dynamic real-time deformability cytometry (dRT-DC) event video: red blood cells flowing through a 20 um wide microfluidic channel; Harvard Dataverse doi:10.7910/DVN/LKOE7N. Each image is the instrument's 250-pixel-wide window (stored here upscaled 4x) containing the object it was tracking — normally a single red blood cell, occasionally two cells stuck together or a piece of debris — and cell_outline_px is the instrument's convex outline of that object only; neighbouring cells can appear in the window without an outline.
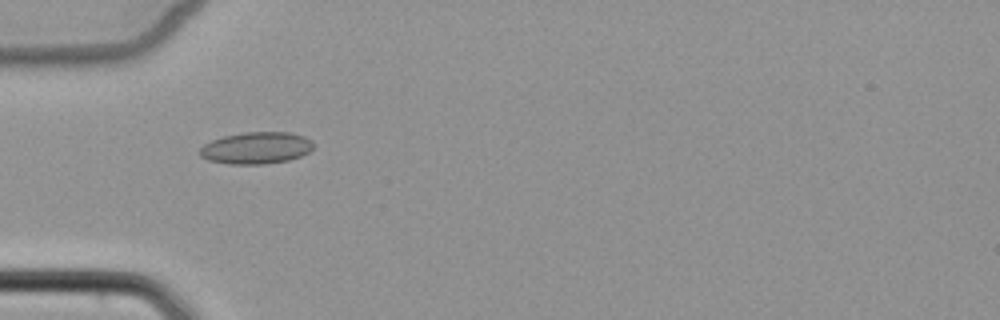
{"species": "common noctule bat (a hibernating species)", "species_latin": "Nyctalus noctula", "temperature_condition": "cold", "stored_images_in_passage": 6, "camera_frame_rate_fps": 3000, "um_per_image_px": 0.085, "animal": {"sex": "female", "body_mass_g": 22.7, "forearm_length_mm": 54.2}, "frame": {"image": 1, "passage_image": 5, "time_ms": 5.333, "image_size_px": [1000, 320], "cell_outline_px": [[312, 148], [308, 152], [300, 156], [288, 160], [264, 164], [228, 164], [208, 160], [200, 156], [200, 148], [204, 144], [212, 140], [224, 136], [244, 132], [292, 132], [304, 136], [312, 140]], "centroid_in_image_um": [21.77, 12.57], "position_along_channel_um": 63.2, "area_um2": 21.1}}
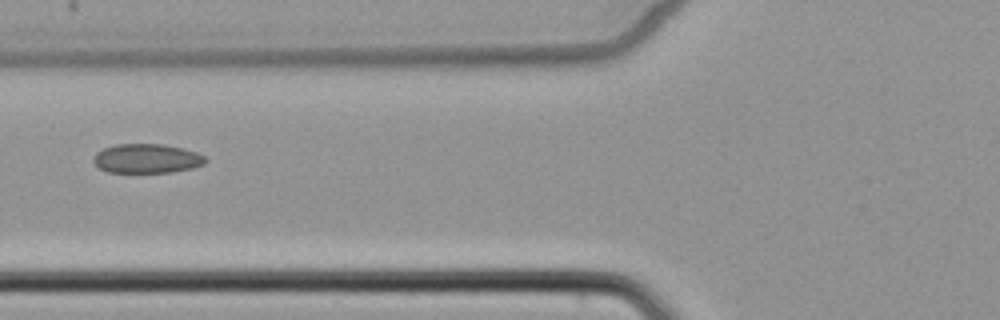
{"frame": {"image": 2, "passage_image": 6, "time_ms": 6.667, "image_size_px": [1000, 320], "cell_outline_px": [[208, 160], [204, 164], [192, 168], [172, 172], [108, 172], [100, 168], [92, 160], [92, 156], [96, 152], [104, 148], [116, 144], [160, 144], [180, 148], [196, 152], [204, 156]], "centroid_in_image_um": [12.46, 13.47], "position_along_channel_um": 113.3, "area_um2": 19.02}}